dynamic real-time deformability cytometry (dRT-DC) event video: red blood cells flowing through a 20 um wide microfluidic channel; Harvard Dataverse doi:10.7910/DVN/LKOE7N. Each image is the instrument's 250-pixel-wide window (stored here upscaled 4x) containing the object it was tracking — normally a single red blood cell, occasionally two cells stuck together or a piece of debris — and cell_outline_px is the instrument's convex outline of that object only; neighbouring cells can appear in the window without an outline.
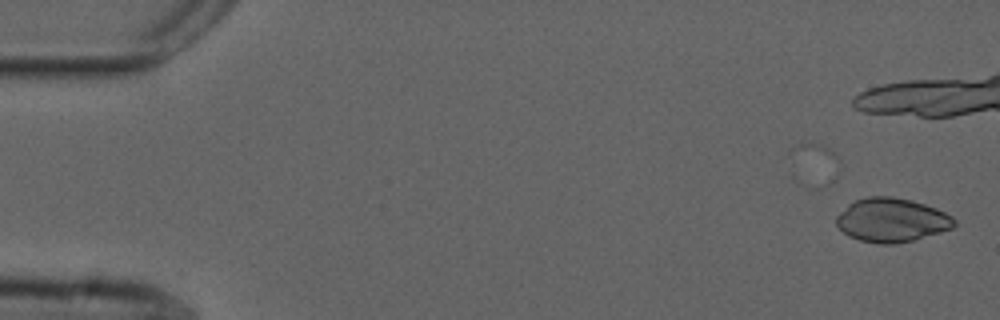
{"species": "common noctule bat (a hibernating species)", "species_latin": "Nyctalus noctula", "temperature_condition": "cold", "stored_images_in_passage": 43, "camera_frame_rate_fps": 3000, "um_per_image_px": 0.085, "animal": {"sex": "male", "forearm_length_mm": 52.5}, "frame": {"image": 1, "passage_image": 1, "time_ms": 0.0, "image_size_px": [1000, 320], "cell_outline_px": [[956, 224], [952, 228], [940, 232], [912, 240], [896, 244], [880, 244], [860, 240], [848, 236], [836, 224], [836, 216], [848, 204], [856, 200], [868, 196], [892, 196], [912, 200], [936, 208], [952, 216], [956, 220]], "centroid_in_image_um": [75.79, 18.7], "position_along_channel_um": 9.2, "area_um2": 30.11}}